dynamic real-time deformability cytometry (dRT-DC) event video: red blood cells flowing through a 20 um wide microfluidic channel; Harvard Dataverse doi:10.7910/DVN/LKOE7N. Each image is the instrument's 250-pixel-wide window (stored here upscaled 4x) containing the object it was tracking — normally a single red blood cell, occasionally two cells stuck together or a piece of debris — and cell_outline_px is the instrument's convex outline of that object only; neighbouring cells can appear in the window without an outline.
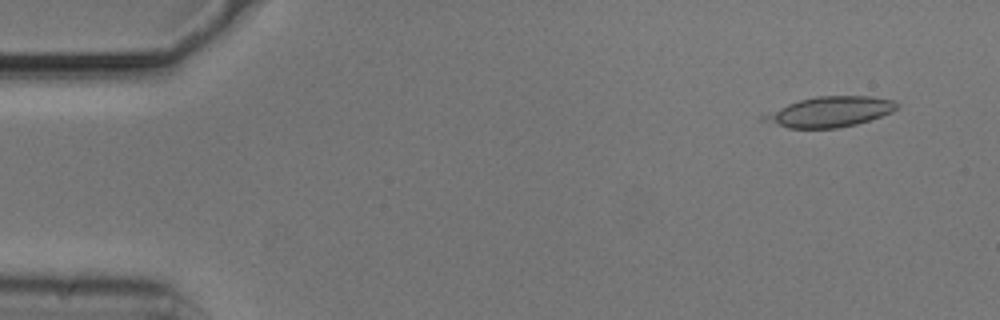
{"species": "common noctule bat (a hibernating species)", "species_latin": "Nyctalus noctula", "temperature_condition": "cold", "stored_images_in_passage": 15, "camera_frame_rate_fps": 3000, "um_per_image_px": 0.085, "animal": {"sex": "male", "body_mass_g": 20.5, "forearm_length_mm": 52.5}, "frame": {"image": 1, "passage_image": 4, "time_ms": 1.0, "image_size_px": [1000, 320], "cell_outline_px": [[900, 104], [892, 112], [856, 124], [836, 128], [788, 128], [760, 120], [760, 116], [788, 104], [800, 100], [816, 96], [872, 96], [896, 100]], "centroid_in_image_um": [70.55, 9.49], "position_along_channel_um": 14.4, "area_um2": 23.41}}
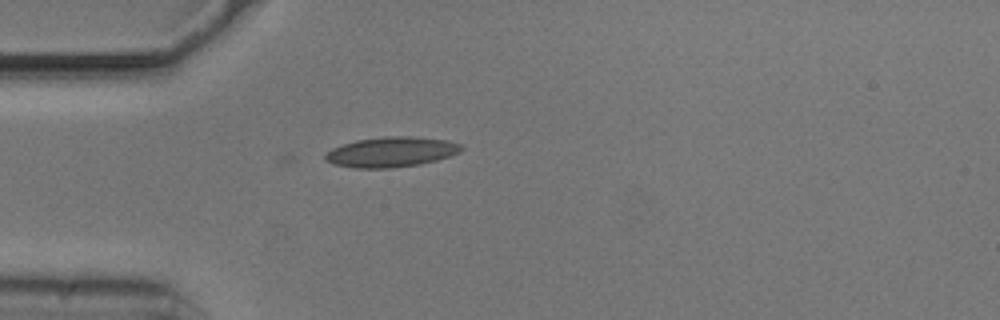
{"frame": {"image": 2, "passage_image": 15, "time_ms": 4.667, "image_size_px": [1000, 320], "cell_outline_px": [[464, 148], [460, 152], [436, 160], [420, 164], [392, 168], [356, 168], [332, 164], [324, 160], [324, 156], [332, 148], [356, 140], [384, 136], [412, 136], [448, 140], [464, 144]], "centroid_in_image_um": [33.28, 12.91], "position_along_channel_um": 51.7, "area_um2": 24.04}}